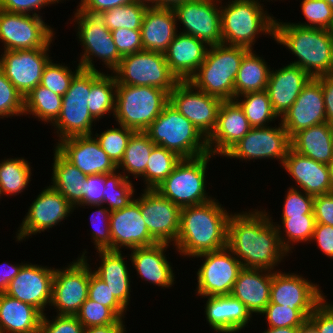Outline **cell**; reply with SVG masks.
<instances>
[{
  "mask_svg": "<svg viewBox=\"0 0 333 333\" xmlns=\"http://www.w3.org/2000/svg\"><path fill=\"white\" fill-rule=\"evenodd\" d=\"M115 125H118V127ZM115 125L110 128L109 126L108 128L106 127V129L100 131V133L97 131L95 132L96 129L94 128L92 135L99 142L100 147L104 152L116 165H118L122 160L128 142L135 131L120 124Z\"/></svg>",
  "mask_w": 333,
  "mask_h": 333,
  "instance_id": "681fc988",
  "label": "cell"
},
{
  "mask_svg": "<svg viewBox=\"0 0 333 333\" xmlns=\"http://www.w3.org/2000/svg\"><path fill=\"white\" fill-rule=\"evenodd\" d=\"M214 197L181 208L179 234L171 249L184 260L227 246L228 221L232 211ZM175 248V249H174Z\"/></svg>",
  "mask_w": 333,
  "mask_h": 333,
  "instance_id": "7a4b0ae2",
  "label": "cell"
},
{
  "mask_svg": "<svg viewBox=\"0 0 333 333\" xmlns=\"http://www.w3.org/2000/svg\"><path fill=\"white\" fill-rule=\"evenodd\" d=\"M178 32L194 36L208 46L222 43L220 0H190L174 6Z\"/></svg>",
  "mask_w": 333,
  "mask_h": 333,
  "instance_id": "e0dca14e",
  "label": "cell"
},
{
  "mask_svg": "<svg viewBox=\"0 0 333 333\" xmlns=\"http://www.w3.org/2000/svg\"><path fill=\"white\" fill-rule=\"evenodd\" d=\"M136 190L133 180L126 179L119 170L105 174L103 205L110 211L122 209L134 200Z\"/></svg>",
  "mask_w": 333,
  "mask_h": 333,
  "instance_id": "7dc6e473",
  "label": "cell"
},
{
  "mask_svg": "<svg viewBox=\"0 0 333 333\" xmlns=\"http://www.w3.org/2000/svg\"><path fill=\"white\" fill-rule=\"evenodd\" d=\"M74 10V14L68 20H71L70 24L75 27V39L82 46V52L80 56L77 55L76 61L82 69L112 73L122 58L114 43L112 32L98 15L82 12L77 6ZM97 60L106 68L104 71L95 65Z\"/></svg>",
  "mask_w": 333,
  "mask_h": 333,
  "instance_id": "8992f818",
  "label": "cell"
},
{
  "mask_svg": "<svg viewBox=\"0 0 333 333\" xmlns=\"http://www.w3.org/2000/svg\"><path fill=\"white\" fill-rule=\"evenodd\" d=\"M172 8L148 6L141 26L143 50L164 53L178 33Z\"/></svg>",
  "mask_w": 333,
  "mask_h": 333,
  "instance_id": "836d02e7",
  "label": "cell"
},
{
  "mask_svg": "<svg viewBox=\"0 0 333 333\" xmlns=\"http://www.w3.org/2000/svg\"><path fill=\"white\" fill-rule=\"evenodd\" d=\"M270 70L266 91L274 112L281 118L301 93L311 76L298 66L281 64Z\"/></svg>",
  "mask_w": 333,
  "mask_h": 333,
  "instance_id": "4dcf8cb0",
  "label": "cell"
},
{
  "mask_svg": "<svg viewBox=\"0 0 333 333\" xmlns=\"http://www.w3.org/2000/svg\"><path fill=\"white\" fill-rule=\"evenodd\" d=\"M290 144L294 151L314 161L333 163V125L327 122L298 131Z\"/></svg>",
  "mask_w": 333,
  "mask_h": 333,
  "instance_id": "d590c367",
  "label": "cell"
},
{
  "mask_svg": "<svg viewBox=\"0 0 333 333\" xmlns=\"http://www.w3.org/2000/svg\"><path fill=\"white\" fill-rule=\"evenodd\" d=\"M4 157L0 160V187L6 197H15L28 190L31 183L33 168L32 162L24 157ZM27 188V189H26Z\"/></svg>",
  "mask_w": 333,
  "mask_h": 333,
  "instance_id": "60d3db41",
  "label": "cell"
},
{
  "mask_svg": "<svg viewBox=\"0 0 333 333\" xmlns=\"http://www.w3.org/2000/svg\"><path fill=\"white\" fill-rule=\"evenodd\" d=\"M280 121L290 138L302 129L327 122L322 85L316 78L302 88Z\"/></svg>",
  "mask_w": 333,
  "mask_h": 333,
  "instance_id": "484cf974",
  "label": "cell"
},
{
  "mask_svg": "<svg viewBox=\"0 0 333 333\" xmlns=\"http://www.w3.org/2000/svg\"><path fill=\"white\" fill-rule=\"evenodd\" d=\"M330 193L333 192V163L329 165Z\"/></svg>",
  "mask_w": 333,
  "mask_h": 333,
  "instance_id": "11e5206c",
  "label": "cell"
},
{
  "mask_svg": "<svg viewBox=\"0 0 333 333\" xmlns=\"http://www.w3.org/2000/svg\"><path fill=\"white\" fill-rule=\"evenodd\" d=\"M149 4L135 0L123 6L115 7L98 14L104 25L113 31L119 28L140 30Z\"/></svg>",
  "mask_w": 333,
  "mask_h": 333,
  "instance_id": "bcb514c9",
  "label": "cell"
},
{
  "mask_svg": "<svg viewBox=\"0 0 333 333\" xmlns=\"http://www.w3.org/2000/svg\"><path fill=\"white\" fill-rule=\"evenodd\" d=\"M51 59L45 66L40 85L49 89L50 91L63 96L70 87L72 79L74 76L82 69V67L77 63V61H72L71 64H65L61 61H54ZM58 62V63H57ZM76 63V65H74Z\"/></svg>",
  "mask_w": 333,
  "mask_h": 333,
  "instance_id": "c3c4849f",
  "label": "cell"
},
{
  "mask_svg": "<svg viewBox=\"0 0 333 333\" xmlns=\"http://www.w3.org/2000/svg\"><path fill=\"white\" fill-rule=\"evenodd\" d=\"M327 298L326 296L308 317V323L317 333H333V301L330 302Z\"/></svg>",
  "mask_w": 333,
  "mask_h": 333,
  "instance_id": "be15d7a7",
  "label": "cell"
},
{
  "mask_svg": "<svg viewBox=\"0 0 333 333\" xmlns=\"http://www.w3.org/2000/svg\"><path fill=\"white\" fill-rule=\"evenodd\" d=\"M53 147L86 176L109 174L117 170V165L104 152L93 135L65 138L55 143Z\"/></svg>",
  "mask_w": 333,
  "mask_h": 333,
  "instance_id": "cb8c5ba5",
  "label": "cell"
},
{
  "mask_svg": "<svg viewBox=\"0 0 333 333\" xmlns=\"http://www.w3.org/2000/svg\"><path fill=\"white\" fill-rule=\"evenodd\" d=\"M203 305L206 324L215 333H241L253 323L254 316L237 298L230 295L199 297ZM249 324V325H248Z\"/></svg>",
  "mask_w": 333,
  "mask_h": 333,
  "instance_id": "f1b7e54d",
  "label": "cell"
},
{
  "mask_svg": "<svg viewBox=\"0 0 333 333\" xmlns=\"http://www.w3.org/2000/svg\"><path fill=\"white\" fill-rule=\"evenodd\" d=\"M266 319L267 327H302L308 322V317L300 309H292L289 306L269 303L259 316Z\"/></svg>",
  "mask_w": 333,
  "mask_h": 333,
  "instance_id": "f5cc1de1",
  "label": "cell"
},
{
  "mask_svg": "<svg viewBox=\"0 0 333 333\" xmlns=\"http://www.w3.org/2000/svg\"><path fill=\"white\" fill-rule=\"evenodd\" d=\"M234 100L244 111L252 128L267 127L280 120L266 90L239 95Z\"/></svg>",
  "mask_w": 333,
  "mask_h": 333,
  "instance_id": "ee69618b",
  "label": "cell"
},
{
  "mask_svg": "<svg viewBox=\"0 0 333 333\" xmlns=\"http://www.w3.org/2000/svg\"><path fill=\"white\" fill-rule=\"evenodd\" d=\"M272 223L277 227L280 243L283 249L292 256L295 245L310 244L315 229L316 221L314 215L291 216L290 218H279L281 221L274 222L272 214L266 210ZM294 250V251H293Z\"/></svg>",
  "mask_w": 333,
  "mask_h": 333,
  "instance_id": "b9f144b4",
  "label": "cell"
},
{
  "mask_svg": "<svg viewBox=\"0 0 333 333\" xmlns=\"http://www.w3.org/2000/svg\"><path fill=\"white\" fill-rule=\"evenodd\" d=\"M274 271L243 268L233 286L231 295L239 299L258 319L270 303V290Z\"/></svg>",
  "mask_w": 333,
  "mask_h": 333,
  "instance_id": "d6a6232c",
  "label": "cell"
},
{
  "mask_svg": "<svg viewBox=\"0 0 333 333\" xmlns=\"http://www.w3.org/2000/svg\"><path fill=\"white\" fill-rule=\"evenodd\" d=\"M256 50L249 49L243 57L235 78V97L267 88L271 66Z\"/></svg>",
  "mask_w": 333,
  "mask_h": 333,
  "instance_id": "74e56055",
  "label": "cell"
},
{
  "mask_svg": "<svg viewBox=\"0 0 333 333\" xmlns=\"http://www.w3.org/2000/svg\"><path fill=\"white\" fill-rule=\"evenodd\" d=\"M169 103V94L153 86L117 84L114 121L116 124L145 131Z\"/></svg>",
  "mask_w": 333,
  "mask_h": 333,
  "instance_id": "9c48e42d",
  "label": "cell"
},
{
  "mask_svg": "<svg viewBox=\"0 0 333 333\" xmlns=\"http://www.w3.org/2000/svg\"><path fill=\"white\" fill-rule=\"evenodd\" d=\"M64 2L66 3V0H0V9L12 13H23L43 17L44 13L41 11L44 8Z\"/></svg>",
  "mask_w": 333,
  "mask_h": 333,
  "instance_id": "91938a15",
  "label": "cell"
},
{
  "mask_svg": "<svg viewBox=\"0 0 333 333\" xmlns=\"http://www.w3.org/2000/svg\"><path fill=\"white\" fill-rule=\"evenodd\" d=\"M85 328L106 326L110 324H125L109 307L87 298L75 315Z\"/></svg>",
  "mask_w": 333,
  "mask_h": 333,
  "instance_id": "816d5d0a",
  "label": "cell"
},
{
  "mask_svg": "<svg viewBox=\"0 0 333 333\" xmlns=\"http://www.w3.org/2000/svg\"><path fill=\"white\" fill-rule=\"evenodd\" d=\"M116 88L117 82L113 73L91 70V89L88 108L90 114L98 123L104 117H114Z\"/></svg>",
  "mask_w": 333,
  "mask_h": 333,
  "instance_id": "f35d334b",
  "label": "cell"
},
{
  "mask_svg": "<svg viewBox=\"0 0 333 333\" xmlns=\"http://www.w3.org/2000/svg\"><path fill=\"white\" fill-rule=\"evenodd\" d=\"M42 189L28 206L21 224L16 228L14 238L17 243L26 242L29 237L33 238L32 235L36 237L42 232H50L52 228L60 226L61 222L64 224V220L67 221L75 211L69 201L50 185Z\"/></svg>",
  "mask_w": 333,
  "mask_h": 333,
  "instance_id": "5bb4252c",
  "label": "cell"
},
{
  "mask_svg": "<svg viewBox=\"0 0 333 333\" xmlns=\"http://www.w3.org/2000/svg\"><path fill=\"white\" fill-rule=\"evenodd\" d=\"M320 284L296 272H283L280 268L272 275L270 302L300 309L309 317L326 297Z\"/></svg>",
  "mask_w": 333,
  "mask_h": 333,
  "instance_id": "d6986e66",
  "label": "cell"
},
{
  "mask_svg": "<svg viewBox=\"0 0 333 333\" xmlns=\"http://www.w3.org/2000/svg\"><path fill=\"white\" fill-rule=\"evenodd\" d=\"M2 197H4L3 193H2V190H1V187H0V202L2 201Z\"/></svg>",
  "mask_w": 333,
  "mask_h": 333,
  "instance_id": "09005b40",
  "label": "cell"
},
{
  "mask_svg": "<svg viewBox=\"0 0 333 333\" xmlns=\"http://www.w3.org/2000/svg\"><path fill=\"white\" fill-rule=\"evenodd\" d=\"M145 132L155 145L173 151L181 158H194L209 153L207 138L170 103Z\"/></svg>",
  "mask_w": 333,
  "mask_h": 333,
  "instance_id": "52a82bcc",
  "label": "cell"
},
{
  "mask_svg": "<svg viewBox=\"0 0 333 333\" xmlns=\"http://www.w3.org/2000/svg\"><path fill=\"white\" fill-rule=\"evenodd\" d=\"M126 324H110L106 326H96L84 329V333H127Z\"/></svg>",
  "mask_w": 333,
  "mask_h": 333,
  "instance_id": "2644e50d",
  "label": "cell"
},
{
  "mask_svg": "<svg viewBox=\"0 0 333 333\" xmlns=\"http://www.w3.org/2000/svg\"><path fill=\"white\" fill-rule=\"evenodd\" d=\"M280 167L295 181L289 187L313 197L330 193L329 165L314 161L290 147Z\"/></svg>",
  "mask_w": 333,
  "mask_h": 333,
  "instance_id": "f546056e",
  "label": "cell"
},
{
  "mask_svg": "<svg viewBox=\"0 0 333 333\" xmlns=\"http://www.w3.org/2000/svg\"><path fill=\"white\" fill-rule=\"evenodd\" d=\"M105 189V174L86 176L82 187L83 201L75 208L80 210L82 206L103 205V192Z\"/></svg>",
  "mask_w": 333,
  "mask_h": 333,
  "instance_id": "94428289",
  "label": "cell"
},
{
  "mask_svg": "<svg viewBox=\"0 0 333 333\" xmlns=\"http://www.w3.org/2000/svg\"><path fill=\"white\" fill-rule=\"evenodd\" d=\"M300 333H317L314 328L307 322L304 326L301 327Z\"/></svg>",
  "mask_w": 333,
  "mask_h": 333,
  "instance_id": "34e18365",
  "label": "cell"
},
{
  "mask_svg": "<svg viewBox=\"0 0 333 333\" xmlns=\"http://www.w3.org/2000/svg\"><path fill=\"white\" fill-rule=\"evenodd\" d=\"M209 46L194 36L178 32L164 52L170 71L179 81H188L205 60Z\"/></svg>",
  "mask_w": 333,
  "mask_h": 333,
  "instance_id": "1f68e13d",
  "label": "cell"
},
{
  "mask_svg": "<svg viewBox=\"0 0 333 333\" xmlns=\"http://www.w3.org/2000/svg\"><path fill=\"white\" fill-rule=\"evenodd\" d=\"M91 89V70L81 69L72 79L69 89L62 96L61 112L51 125L55 138L62 139L92 135L97 121L92 117L88 108ZM94 124V125H93Z\"/></svg>",
  "mask_w": 333,
  "mask_h": 333,
  "instance_id": "30bf717a",
  "label": "cell"
},
{
  "mask_svg": "<svg viewBox=\"0 0 333 333\" xmlns=\"http://www.w3.org/2000/svg\"><path fill=\"white\" fill-rule=\"evenodd\" d=\"M224 1L220 0L222 43L254 49L264 35L274 40L277 17L265 8L266 0Z\"/></svg>",
  "mask_w": 333,
  "mask_h": 333,
  "instance_id": "277c9868",
  "label": "cell"
},
{
  "mask_svg": "<svg viewBox=\"0 0 333 333\" xmlns=\"http://www.w3.org/2000/svg\"><path fill=\"white\" fill-rule=\"evenodd\" d=\"M94 253H96L95 258L99 265H97L96 261L91 264H94L93 266L96 264V268L91 266L93 272L108 285L116 299L129 310L131 307L130 301L132 300L131 292H133L131 290V287H133L131 279L134 278V275H131L134 269L131 270V265L127 264L130 262L127 261L130 260L129 254L125 255L123 251L109 249L97 250Z\"/></svg>",
  "mask_w": 333,
  "mask_h": 333,
  "instance_id": "4316f807",
  "label": "cell"
},
{
  "mask_svg": "<svg viewBox=\"0 0 333 333\" xmlns=\"http://www.w3.org/2000/svg\"><path fill=\"white\" fill-rule=\"evenodd\" d=\"M200 258L201 265L195 271L197 297L230 295L234 283L243 269L239 259L226 246L193 257Z\"/></svg>",
  "mask_w": 333,
  "mask_h": 333,
  "instance_id": "9a60e30c",
  "label": "cell"
},
{
  "mask_svg": "<svg viewBox=\"0 0 333 333\" xmlns=\"http://www.w3.org/2000/svg\"><path fill=\"white\" fill-rule=\"evenodd\" d=\"M190 0H155V7L173 8L177 4Z\"/></svg>",
  "mask_w": 333,
  "mask_h": 333,
  "instance_id": "753ad0ef",
  "label": "cell"
},
{
  "mask_svg": "<svg viewBox=\"0 0 333 333\" xmlns=\"http://www.w3.org/2000/svg\"><path fill=\"white\" fill-rule=\"evenodd\" d=\"M182 158L175 152L155 145L146 165L145 174L140 178L144 189L157 188L173 171Z\"/></svg>",
  "mask_w": 333,
  "mask_h": 333,
  "instance_id": "f6af8a7d",
  "label": "cell"
},
{
  "mask_svg": "<svg viewBox=\"0 0 333 333\" xmlns=\"http://www.w3.org/2000/svg\"><path fill=\"white\" fill-rule=\"evenodd\" d=\"M149 4L150 6H155V0H138Z\"/></svg>",
  "mask_w": 333,
  "mask_h": 333,
  "instance_id": "2a66077c",
  "label": "cell"
},
{
  "mask_svg": "<svg viewBox=\"0 0 333 333\" xmlns=\"http://www.w3.org/2000/svg\"><path fill=\"white\" fill-rule=\"evenodd\" d=\"M154 146L155 144L145 131H135L128 142L122 160L117 165V170H122L120 172L126 179L131 180L133 177L140 180L145 174L146 165Z\"/></svg>",
  "mask_w": 333,
  "mask_h": 333,
  "instance_id": "ab89813d",
  "label": "cell"
},
{
  "mask_svg": "<svg viewBox=\"0 0 333 333\" xmlns=\"http://www.w3.org/2000/svg\"><path fill=\"white\" fill-rule=\"evenodd\" d=\"M305 21L293 22L299 26L333 30V9L325 0H299Z\"/></svg>",
  "mask_w": 333,
  "mask_h": 333,
  "instance_id": "f907efd6",
  "label": "cell"
},
{
  "mask_svg": "<svg viewBox=\"0 0 333 333\" xmlns=\"http://www.w3.org/2000/svg\"><path fill=\"white\" fill-rule=\"evenodd\" d=\"M223 100L197 89L190 81H179L169 93V103L207 139L217 125Z\"/></svg>",
  "mask_w": 333,
  "mask_h": 333,
  "instance_id": "ac0fdd59",
  "label": "cell"
},
{
  "mask_svg": "<svg viewBox=\"0 0 333 333\" xmlns=\"http://www.w3.org/2000/svg\"><path fill=\"white\" fill-rule=\"evenodd\" d=\"M51 48L1 51L0 69L25 98L40 84L45 66L53 58Z\"/></svg>",
  "mask_w": 333,
  "mask_h": 333,
  "instance_id": "ffe728a7",
  "label": "cell"
},
{
  "mask_svg": "<svg viewBox=\"0 0 333 333\" xmlns=\"http://www.w3.org/2000/svg\"><path fill=\"white\" fill-rule=\"evenodd\" d=\"M251 126L244 111L235 100L222 101L218 111L217 125L207 139L209 153L222 157L236 145Z\"/></svg>",
  "mask_w": 333,
  "mask_h": 333,
  "instance_id": "83f0119b",
  "label": "cell"
},
{
  "mask_svg": "<svg viewBox=\"0 0 333 333\" xmlns=\"http://www.w3.org/2000/svg\"><path fill=\"white\" fill-rule=\"evenodd\" d=\"M330 6L331 8L333 9V0H325Z\"/></svg>",
  "mask_w": 333,
  "mask_h": 333,
  "instance_id": "b9fcfbb0",
  "label": "cell"
},
{
  "mask_svg": "<svg viewBox=\"0 0 333 333\" xmlns=\"http://www.w3.org/2000/svg\"><path fill=\"white\" fill-rule=\"evenodd\" d=\"M53 149L52 176L50 186L58 191L76 208L82 201V187L86 175L67 161L55 148Z\"/></svg>",
  "mask_w": 333,
  "mask_h": 333,
  "instance_id": "8d00e7d4",
  "label": "cell"
},
{
  "mask_svg": "<svg viewBox=\"0 0 333 333\" xmlns=\"http://www.w3.org/2000/svg\"><path fill=\"white\" fill-rule=\"evenodd\" d=\"M282 203V212L280 218H290L291 216L314 215L313 203L314 197L308 195L302 190L288 187L285 191Z\"/></svg>",
  "mask_w": 333,
  "mask_h": 333,
  "instance_id": "6f0895ef",
  "label": "cell"
},
{
  "mask_svg": "<svg viewBox=\"0 0 333 333\" xmlns=\"http://www.w3.org/2000/svg\"><path fill=\"white\" fill-rule=\"evenodd\" d=\"M301 327H279V328H272L266 327L264 331H259L261 333H300Z\"/></svg>",
  "mask_w": 333,
  "mask_h": 333,
  "instance_id": "8c879c8a",
  "label": "cell"
},
{
  "mask_svg": "<svg viewBox=\"0 0 333 333\" xmlns=\"http://www.w3.org/2000/svg\"><path fill=\"white\" fill-rule=\"evenodd\" d=\"M135 0H80L77 7L85 13L98 15L109 9L123 6Z\"/></svg>",
  "mask_w": 333,
  "mask_h": 333,
  "instance_id": "003e7915",
  "label": "cell"
},
{
  "mask_svg": "<svg viewBox=\"0 0 333 333\" xmlns=\"http://www.w3.org/2000/svg\"><path fill=\"white\" fill-rule=\"evenodd\" d=\"M213 158L216 159V156L210 153L194 158H182L155 190L180 208L212 200L214 197L206 191V185L209 162Z\"/></svg>",
  "mask_w": 333,
  "mask_h": 333,
  "instance_id": "ba28073f",
  "label": "cell"
},
{
  "mask_svg": "<svg viewBox=\"0 0 333 333\" xmlns=\"http://www.w3.org/2000/svg\"><path fill=\"white\" fill-rule=\"evenodd\" d=\"M322 85L327 123L333 125V73L316 77Z\"/></svg>",
  "mask_w": 333,
  "mask_h": 333,
  "instance_id": "a7ac6f4b",
  "label": "cell"
},
{
  "mask_svg": "<svg viewBox=\"0 0 333 333\" xmlns=\"http://www.w3.org/2000/svg\"><path fill=\"white\" fill-rule=\"evenodd\" d=\"M54 273L55 267L26 262L5 294L32 305L44 315L51 303Z\"/></svg>",
  "mask_w": 333,
  "mask_h": 333,
  "instance_id": "7402d4cb",
  "label": "cell"
},
{
  "mask_svg": "<svg viewBox=\"0 0 333 333\" xmlns=\"http://www.w3.org/2000/svg\"><path fill=\"white\" fill-rule=\"evenodd\" d=\"M274 41L296 57L289 64L312 78L333 73V30L303 27L277 18Z\"/></svg>",
  "mask_w": 333,
  "mask_h": 333,
  "instance_id": "3957f363",
  "label": "cell"
},
{
  "mask_svg": "<svg viewBox=\"0 0 333 333\" xmlns=\"http://www.w3.org/2000/svg\"><path fill=\"white\" fill-rule=\"evenodd\" d=\"M42 316L32 305L0 293V333H40Z\"/></svg>",
  "mask_w": 333,
  "mask_h": 333,
  "instance_id": "e575fe53",
  "label": "cell"
},
{
  "mask_svg": "<svg viewBox=\"0 0 333 333\" xmlns=\"http://www.w3.org/2000/svg\"><path fill=\"white\" fill-rule=\"evenodd\" d=\"M88 298L109 307L120 319L127 318V310L111 293L108 285L99 278L91 268V275L88 287Z\"/></svg>",
  "mask_w": 333,
  "mask_h": 333,
  "instance_id": "9f6ffc18",
  "label": "cell"
},
{
  "mask_svg": "<svg viewBox=\"0 0 333 333\" xmlns=\"http://www.w3.org/2000/svg\"><path fill=\"white\" fill-rule=\"evenodd\" d=\"M313 214L316 224L333 226V192L314 197Z\"/></svg>",
  "mask_w": 333,
  "mask_h": 333,
  "instance_id": "e7e4bbea",
  "label": "cell"
},
{
  "mask_svg": "<svg viewBox=\"0 0 333 333\" xmlns=\"http://www.w3.org/2000/svg\"><path fill=\"white\" fill-rule=\"evenodd\" d=\"M248 48L220 43L209 46L205 60L188 80L223 101L235 99V78Z\"/></svg>",
  "mask_w": 333,
  "mask_h": 333,
  "instance_id": "5b68a950",
  "label": "cell"
},
{
  "mask_svg": "<svg viewBox=\"0 0 333 333\" xmlns=\"http://www.w3.org/2000/svg\"><path fill=\"white\" fill-rule=\"evenodd\" d=\"M313 242L323 256L333 259V226L316 224L310 244Z\"/></svg>",
  "mask_w": 333,
  "mask_h": 333,
  "instance_id": "03108f58",
  "label": "cell"
},
{
  "mask_svg": "<svg viewBox=\"0 0 333 333\" xmlns=\"http://www.w3.org/2000/svg\"><path fill=\"white\" fill-rule=\"evenodd\" d=\"M111 32L117 50L122 57L143 50L141 30L119 28Z\"/></svg>",
  "mask_w": 333,
  "mask_h": 333,
  "instance_id": "6125c7cd",
  "label": "cell"
},
{
  "mask_svg": "<svg viewBox=\"0 0 333 333\" xmlns=\"http://www.w3.org/2000/svg\"><path fill=\"white\" fill-rule=\"evenodd\" d=\"M140 211L150 235L158 243L174 245L180 229L181 208L155 189H141Z\"/></svg>",
  "mask_w": 333,
  "mask_h": 333,
  "instance_id": "44dd1931",
  "label": "cell"
},
{
  "mask_svg": "<svg viewBox=\"0 0 333 333\" xmlns=\"http://www.w3.org/2000/svg\"><path fill=\"white\" fill-rule=\"evenodd\" d=\"M137 195L126 207L110 212L111 250L129 251L158 243L150 235L143 220L140 193Z\"/></svg>",
  "mask_w": 333,
  "mask_h": 333,
  "instance_id": "603a6c76",
  "label": "cell"
},
{
  "mask_svg": "<svg viewBox=\"0 0 333 333\" xmlns=\"http://www.w3.org/2000/svg\"><path fill=\"white\" fill-rule=\"evenodd\" d=\"M263 208L233 210L228 221L227 247L243 268L276 271L289 254L280 243L277 227Z\"/></svg>",
  "mask_w": 333,
  "mask_h": 333,
  "instance_id": "6da1fadb",
  "label": "cell"
},
{
  "mask_svg": "<svg viewBox=\"0 0 333 333\" xmlns=\"http://www.w3.org/2000/svg\"><path fill=\"white\" fill-rule=\"evenodd\" d=\"M26 262L27 261L24 260L23 262L21 261V263L12 264L3 261V263L0 264V293H5L12 279L19 274V271Z\"/></svg>",
  "mask_w": 333,
  "mask_h": 333,
  "instance_id": "89a4df30",
  "label": "cell"
},
{
  "mask_svg": "<svg viewBox=\"0 0 333 333\" xmlns=\"http://www.w3.org/2000/svg\"><path fill=\"white\" fill-rule=\"evenodd\" d=\"M86 250L69 264L55 268L49 310L56 315L75 316L88 298L92 260Z\"/></svg>",
  "mask_w": 333,
  "mask_h": 333,
  "instance_id": "8fae6325",
  "label": "cell"
},
{
  "mask_svg": "<svg viewBox=\"0 0 333 333\" xmlns=\"http://www.w3.org/2000/svg\"><path fill=\"white\" fill-rule=\"evenodd\" d=\"M45 20V17L0 9V50L51 48L58 32Z\"/></svg>",
  "mask_w": 333,
  "mask_h": 333,
  "instance_id": "4fadbf2b",
  "label": "cell"
},
{
  "mask_svg": "<svg viewBox=\"0 0 333 333\" xmlns=\"http://www.w3.org/2000/svg\"><path fill=\"white\" fill-rule=\"evenodd\" d=\"M48 313L42 316L40 333H84L85 327L76 316L55 315V313L53 316H48Z\"/></svg>",
  "mask_w": 333,
  "mask_h": 333,
  "instance_id": "680465c9",
  "label": "cell"
},
{
  "mask_svg": "<svg viewBox=\"0 0 333 333\" xmlns=\"http://www.w3.org/2000/svg\"><path fill=\"white\" fill-rule=\"evenodd\" d=\"M61 107L62 96L40 84L24 98V116L41 121L44 125L49 124L48 126L57 120Z\"/></svg>",
  "mask_w": 333,
  "mask_h": 333,
  "instance_id": "7bdbcfd3",
  "label": "cell"
},
{
  "mask_svg": "<svg viewBox=\"0 0 333 333\" xmlns=\"http://www.w3.org/2000/svg\"><path fill=\"white\" fill-rule=\"evenodd\" d=\"M278 126L251 128V130L224 156L225 159L239 160L242 163L261 160H277L282 166L291 147L290 137L281 121ZM244 161V162H243Z\"/></svg>",
  "mask_w": 333,
  "mask_h": 333,
  "instance_id": "2e32d148",
  "label": "cell"
},
{
  "mask_svg": "<svg viewBox=\"0 0 333 333\" xmlns=\"http://www.w3.org/2000/svg\"><path fill=\"white\" fill-rule=\"evenodd\" d=\"M24 116V98L0 69V120Z\"/></svg>",
  "mask_w": 333,
  "mask_h": 333,
  "instance_id": "11a10c76",
  "label": "cell"
},
{
  "mask_svg": "<svg viewBox=\"0 0 333 333\" xmlns=\"http://www.w3.org/2000/svg\"><path fill=\"white\" fill-rule=\"evenodd\" d=\"M83 209H96L91 212L90 225L93 227L90 230V239L97 250H111V235H110V210L103 205L82 206Z\"/></svg>",
  "mask_w": 333,
  "mask_h": 333,
  "instance_id": "db71d44e",
  "label": "cell"
},
{
  "mask_svg": "<svg viewBox=\"0 0 333 333\" xmlns=\"http://www.w3.org/2000/svg\"><path fill=\"white\" fill-rule=\"evenodd\" d=\"M171 244L156 243L147 247H138L131 249L129 252L132 268L135 269L137 278L142 282L158 286L162 289H172L176 283V272L173 263L169 261L167 252Z\"/></svg>",
  "mask_w": 333,
  "mask_h": 333,
  "instance_id": "d4e9b609",
  "label": "cell"
},
{
  "mask_svg": "<svg viewBox=\"0 0 333 333\" xmlns=\"http://www.w3.org/2000/svg\"><path fill=\"white\" fill-rule=\"evenodd\" d=\"M112 73L117 84L153 86L168 94L179 82L170 71L164 53L147 50L123 56Z\"/></svg>",
  "mask_w": 333,
  "mask_h": 333,
  "instance_id": "7c38bea8",
  "label": "cell"
}]
</instances>
